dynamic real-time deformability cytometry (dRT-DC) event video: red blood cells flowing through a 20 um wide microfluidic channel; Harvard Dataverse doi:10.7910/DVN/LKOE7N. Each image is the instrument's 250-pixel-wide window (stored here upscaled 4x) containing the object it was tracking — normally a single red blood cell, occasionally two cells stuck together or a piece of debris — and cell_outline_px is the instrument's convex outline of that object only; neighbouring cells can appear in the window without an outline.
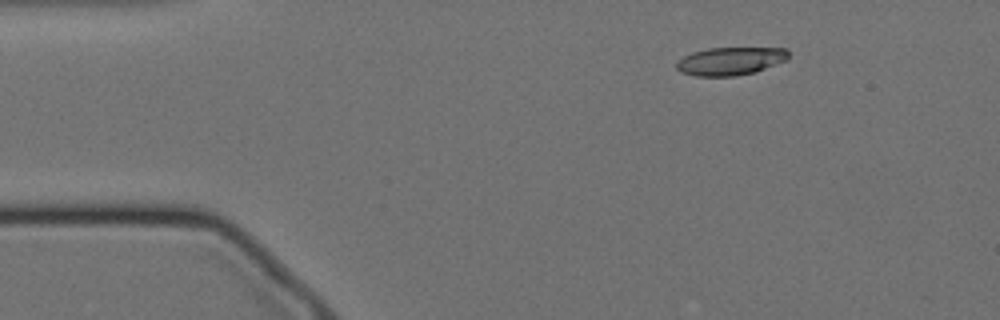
{"species": "Egyptian fruit bat (a non-hibernating species)", "species_latin": "Rousettus aegyptiacus", "temperature_condition": "cold", "stored_images_in_passage": 15, "camera_frame_rate_fps": 3000, "um_per_image_px": 0.085, "animal": {"sex": "female"}, "frame": {"image": 1, "passage_image": 8, "time_ms": 2.333, "image_size_px": [1000, 320], "cell_outline_px": [[788, 60], [756, 72], [736, 76], [696, 76], [680, 72], [676, 68], [676, 64], [684, 56], [692, 52], [708, 48], [788, 48]], "centroid_in_image_um": [62.1, 5.2], "position_along_channel_um": 22.9, "area_um2": 18.38}}